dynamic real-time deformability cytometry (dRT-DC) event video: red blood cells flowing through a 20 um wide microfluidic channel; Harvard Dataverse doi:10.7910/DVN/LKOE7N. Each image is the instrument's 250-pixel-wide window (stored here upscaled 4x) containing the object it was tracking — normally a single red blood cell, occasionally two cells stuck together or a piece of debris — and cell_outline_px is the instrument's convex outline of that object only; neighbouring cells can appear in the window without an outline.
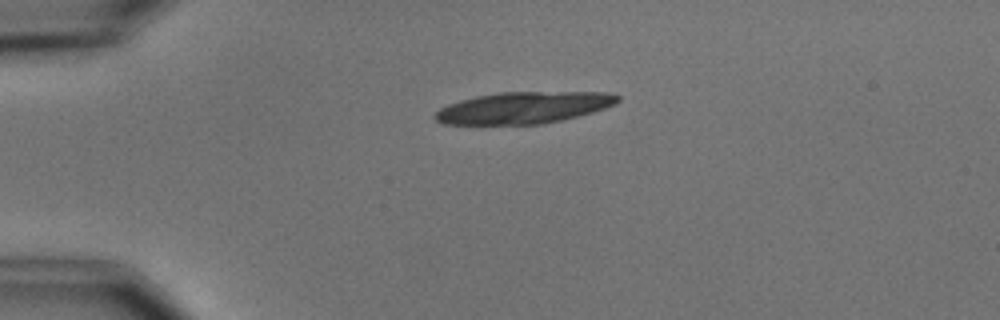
{"species": "common noctule bat (a hibernating species)", "species_latin": "Nyctalus noctula", "temperature_condition": "cold", "stored_images_in_passage": 3, "camera_frame_rate_fps": 3000, "um_per_image_px": 0.085, "animal": {"sex": "male", "body_mass_g": 15.6}, "frame": {"image": 1, "passage_image": 3, "time_ms": 3.333, "image_size_px": [1000, 320], "cell_outline_px": [[620, 100], [616, 104], [592, 112], [564, 120], [544, 124], [444, 124], [436, 120], [432, 116], [440, 108], [448, 104], [460, 100], [476, 96], [500, 92], [608, 92], [620, 96]], "centroid_in_image_um": [44.52, 9.15], "position_along_channel_um": 40.5, "area_um2": 33.81}}